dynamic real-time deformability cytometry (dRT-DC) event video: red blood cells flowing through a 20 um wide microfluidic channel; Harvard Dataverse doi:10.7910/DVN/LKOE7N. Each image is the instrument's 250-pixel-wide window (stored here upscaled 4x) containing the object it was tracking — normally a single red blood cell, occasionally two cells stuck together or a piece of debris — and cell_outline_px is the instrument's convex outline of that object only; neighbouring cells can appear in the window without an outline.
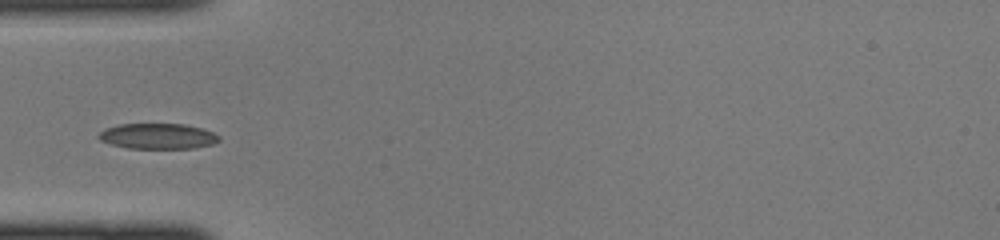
{"species": "common noctule bat (a hibernating species)", "species_latin": "Nyctalus noctula", "temperature_condition": "cold", "stored_images_in_passage": 28, "camera_frame_rate_fps": 3000, "um_per_image_px": 0.085, "animal": {"sex": "female", "body_mass_g": 22.0, "forearm_length_mm": 56.7}, "frame": {"image": 1, "passage_image": 5, "time_ms": 1.333, "image_size_px": [1000, 240], "cell_outline_px": [[220, 140], [212, 144], [196, 148], [128, 148], [112, 144], [100, 140], [96, 136], [104, 128], [120, 124], [184, 124], [200, 128], [212, 132], [220, 136]], "centroid_in_image_um": [13.4, 11.57], "position_along_channel_um": 71.6, "area_um2": 17.86}}
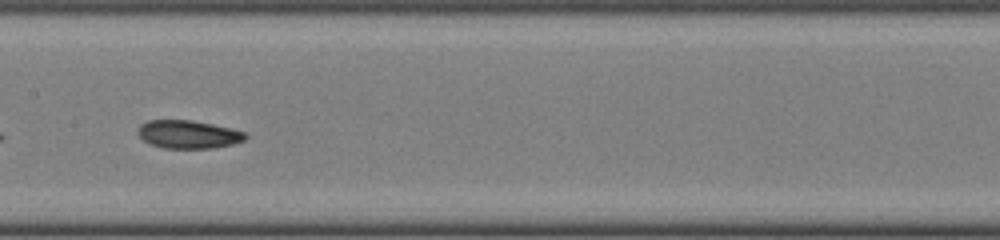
{"frame": {"image": 2, "passage_image": 13, "time_ms": 4.0, "image_size_px": [1000, 240], "cell_outline_px": [[248, 136], [244, 140], [232, 144], [212, 148], [164, 148], [148, 144], [136, 132], [140, 124], [148, 120], [192, 120], [232, 128], [244, 132]], "centroid_in_image_um": [15.98, 11.42], "position_along_channel_um": 191.4, "area_um2": 17.69}}
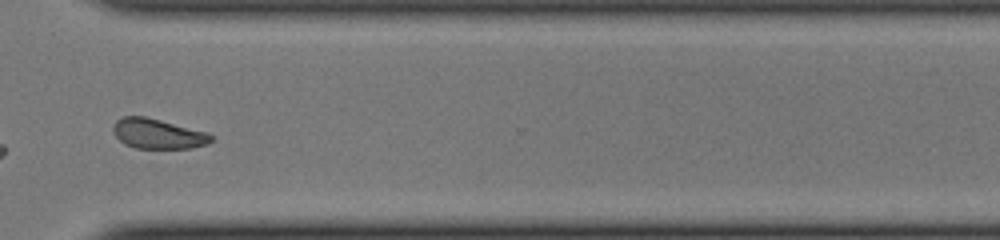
{"frame": {"image": 3, "passage_image": 24, "time_ms": 7.667, "image_size_px": [1000, 240], "cell_outline_px": [[212, 140], [208, 144], [192, 148], [136, 148], [124, 144], [112, 132], [112, 124], [116, 120], [124, 116], [144, 116], [208, 132], [212, 136]], "centroid_in_image_um": [13.4, 11.37], "position_along_channel_um": 357.2, "area_um2": 17.17}}